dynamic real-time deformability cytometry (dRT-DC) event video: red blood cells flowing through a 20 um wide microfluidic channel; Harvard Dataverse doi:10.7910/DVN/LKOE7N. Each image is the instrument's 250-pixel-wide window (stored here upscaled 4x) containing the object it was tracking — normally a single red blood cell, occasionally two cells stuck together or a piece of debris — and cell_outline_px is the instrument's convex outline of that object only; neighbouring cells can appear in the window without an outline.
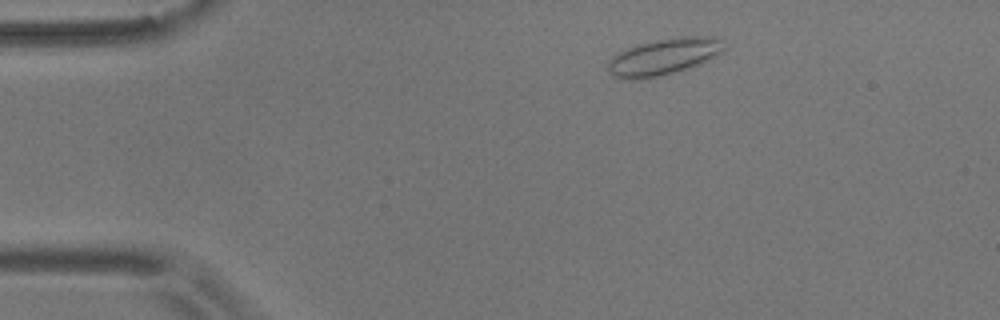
{"species": "common noctule bat (a hibernating species)", "species_latin": "Nyctalus noctula", "temperature_condition": "room temperature", "stored_images_in_passage": 51, "camera_frame_rate_fps": 3000, "um_per_image_px": 0.085, "animal": {"sex": "male", "body_mass_g": 17.9}, "frame": {"image": 1, "passage_image": 5, "time_ms": 1.333, "image_size_px": [1000, 320], "cell_outline_px": [[724, 48], [720, 52], [700, 64], [688, 68], [660, 76], [612, 76], [608, 72], [608, 60], [612, 56], [628, 48], [640, 44], [656, 40], [680, 36], [712, 36], [720, 40]], "centroid_in_image_um": [56.44, 4.77], "position_along_channel_um": 28.6, "area_um2": 23.7}}
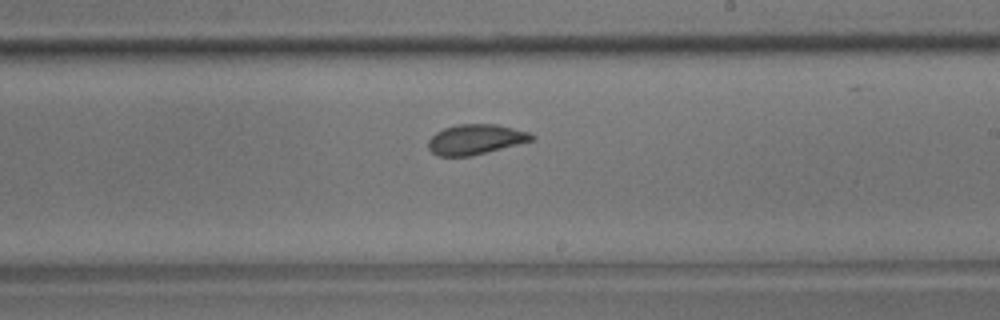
{"frame": {"image": 2, "passage_image": 28, "time_ms": 9.0, "image_size_px": [1000, 320], "cell_outline_px": [[536, 140], [468, 156], [436, 156], [428, 148], [428, 140], [436, 132], [444, 128], [456, 124], [496, 124], [528, 132], [536, 136]], "centroid_in_image_um": [40.42, 11.84], "position_along_channel_um": 248.6, "area_um2": 18.09}}
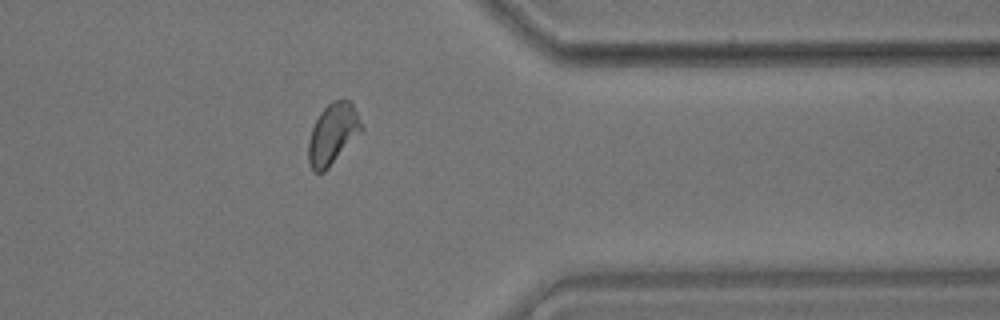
{"frame": {"image": 3, "passage_image": 40, "time_ms": 13.0, "image_size_px": [1000, 320], "cell_outline_px": [[364, 128], [328, 168], [324, 172], [312, 172], [308, 160], [308, 140], [312, 128], [320, 112], [332, 100], [348, 100], [352, 104]], "centroid_in_image_um": [28.26, 11.39], "position_along_channel_um": 383.1, "area_um2": 18.55}, "authors_computed_cell_mechanics": {"area_um2": 18.6116, "velocity_mm_per_s": 3.6411, "shape_relaxation_time_tau1_ms": 6.7933, "shape_relaxation_time_tau2_ms": 1.4304, "deformation_change_tau1": 0.1018, "deformation_change_tau2": 0.0626}}